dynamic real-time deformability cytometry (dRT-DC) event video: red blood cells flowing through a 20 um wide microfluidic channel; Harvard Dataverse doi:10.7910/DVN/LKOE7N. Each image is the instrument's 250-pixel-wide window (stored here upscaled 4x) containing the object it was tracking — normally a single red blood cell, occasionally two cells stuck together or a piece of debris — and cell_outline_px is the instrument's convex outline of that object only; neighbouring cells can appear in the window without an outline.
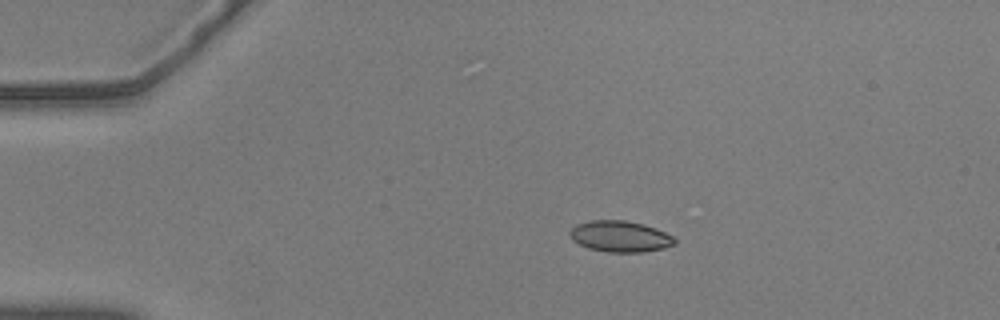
{"species": "common noctule bat (a hibernating species)", "species_latin": "Nyctalus noctula", "temperature_condition": "warm", "stored_images_in_passage": 46, "camera_frame_rate_fps": 3000, "um_per_image_px": 0.085, "animal": {"sex": "male", "body_mass_g": 20.5, "forearm_length_mm": 52.5}, "frame": {"image": 1, "passage_image": 1, "time_ms": 0.0, "image_size_px": [1000, 320], "cell_outline_px": [[676, 244], [664, 248], [644, 252], [608, 252], [588, 248], [572, 240], [568, 236], [568, 232], [576, 224], [592, 220], [624, 220], [644, 224], [656, 228], [672, 236], [676, 240]], "centroid_in_image_um": [52.69, 20.09], "position_along_channel_um": 32.3, "area_um2": 19.13}}
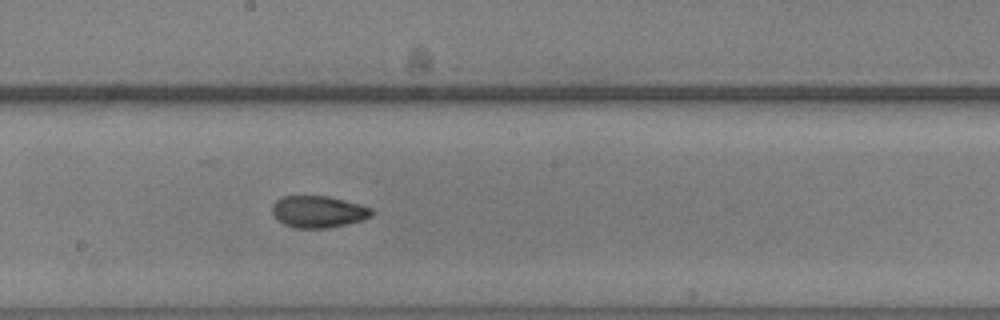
{"frame": {"image": 2, "passage_image": 21, "time_ms": 6.667, "image_size_px": [1000, 320], "cell_outline_px": [[376, 212], [372, 216], [360, 220], [328, 228], [296, 228], [284, 224], [276, 220], [272, 216], [272, 204], [276, 200], [284, 196], [328, 196], [360, 204], [372, 208]], "centroid_in_image_um": [27.03, 17.99], "position_along_channel_um": 221.2, "area_um2": 18.55}}
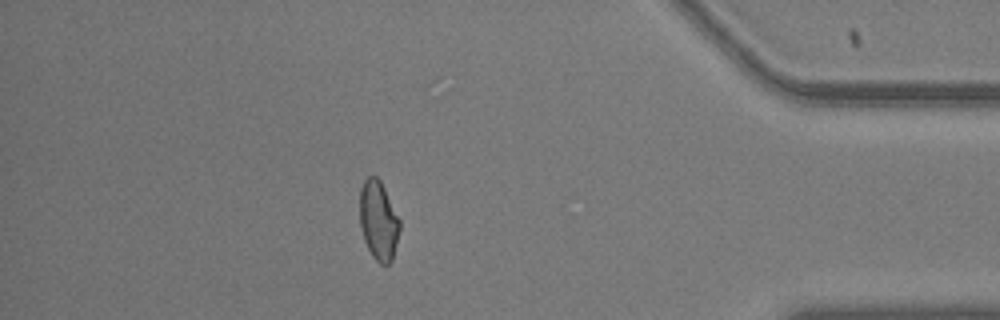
{"frame": {"image": 3, "passage_image": 39, "time_ms": 12.667, "image_size_px": [1000, 320], "cell_outline_px": [[400, 228], [392, 260], [388, 264], [380, 264], [372, 256], [364, 240], [360, 224], [360, 188], [364, 180], [368, 176], [376, 176], [380, 180], [400, 220]], "centroid_in_image_um": [32.16, 18.74], "position_along_channel_um": 403.0, "area_um2": 18.32}, "authors_computed_cell_mechanics": {"area_um2": 18.6116, "velocity_mm_per_s": 3.6392, "shape_relaxation_time_tau1_ms": 4.3644, "shape_relaxation_time_tau2_ms": 1.2997, "deformation_change_tau1": 0.1297, "deformation_change_tau2": 0.041}}